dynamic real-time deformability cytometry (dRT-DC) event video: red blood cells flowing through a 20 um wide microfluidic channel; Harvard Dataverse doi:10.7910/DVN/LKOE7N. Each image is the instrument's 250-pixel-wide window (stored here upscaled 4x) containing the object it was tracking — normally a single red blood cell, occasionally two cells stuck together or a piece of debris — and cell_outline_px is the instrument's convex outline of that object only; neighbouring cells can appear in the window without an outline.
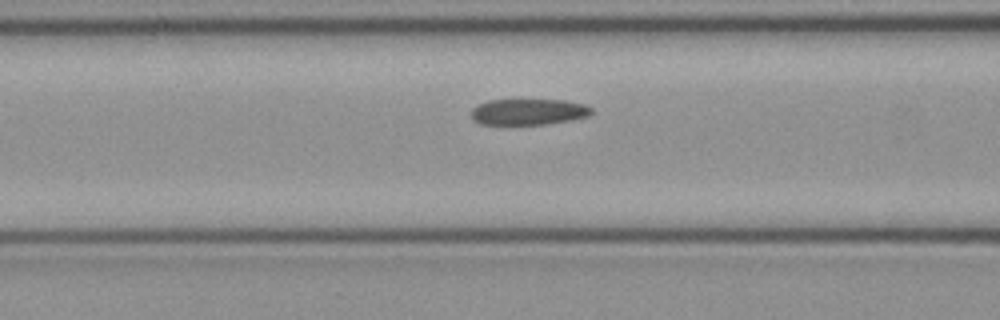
{"species": "common noctule bat (a hibernating species)", "species_latin": "Nyctalus noctula", "temperature_condition": "cold", "stored_images_in_passage": 17, "camera_frame_rate_fps": 3000, "um_per_image_px": 0.085, "animal": {"sex": "female", "body_mass_g": 21.9}, "frame": {"image": 1, "passage_image": 15, "time_ms": 4.667, "image_size_px": [1000, 320], "cell_outline_px": [[592, 112], [588, 116], [572, 120], [548, 124], [480, 124], [472, 120], [472, 108], [476, 104], [488, 100], [564, 100], [584, 104], [592, 108]], "centroid_in_image_um": [44.9, 9.5], "position_along_channel_um": 121.7, "area_um2": 18.38}}